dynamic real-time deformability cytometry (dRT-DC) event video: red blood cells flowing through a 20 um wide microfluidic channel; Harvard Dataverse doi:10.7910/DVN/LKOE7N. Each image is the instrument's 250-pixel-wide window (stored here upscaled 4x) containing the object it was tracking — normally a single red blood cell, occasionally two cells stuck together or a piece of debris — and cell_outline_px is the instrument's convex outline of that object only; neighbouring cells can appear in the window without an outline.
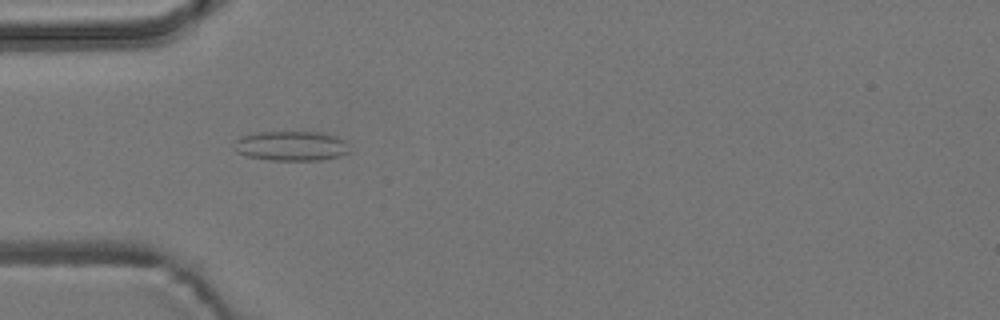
{"species": "common noctule bat (a hibernating species)", "species_latin": "Nyctalus noctula", "temperature_condition": "room temperature", "stored_images_in_passage": 8, "camera_frame_rate_fps": 3000, "um_per_image_px": 0.085, "animal": {"sex": "male", "body_mass_g": 19.2, "forearm_length_mm": 51.8}, "frame": {"image": 1, "passage_image": 5, "time_ms": 1.333, "image_size_px": [1000, 320], "cell_outline_px": [[348, 152], [340, 156], [320, 160], [268, 160], [248, 156], [236, 152], [232, 148], [232, 144], [240, 136], [256, 132], [320, 132], [336, 136], [344, 140]], "centroid_in_image_um": [24.68, 12.4], "position_along_channel_um": 60.3, "area_um2": 20.06}}
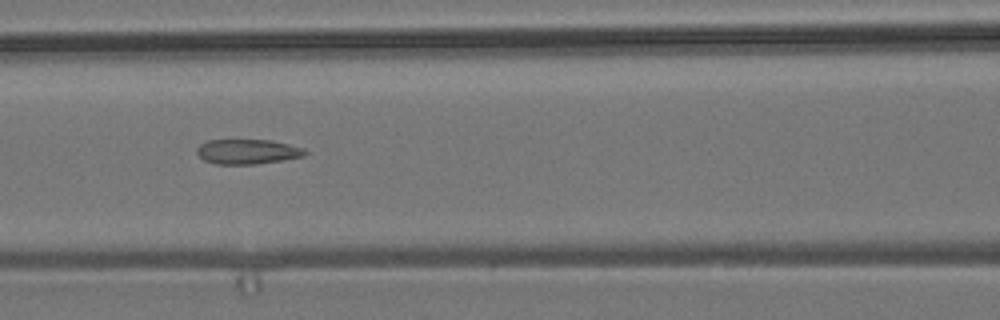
{"frame": {"image": 2, "passage_image": 7, "time_ms": 2.0, "image_size_px": [1000, 320], "cell_outline_px": [[308, 152], [304, 156], [256, 164], [216, 164], [204, 160], [196, 152], [196, 148], [200, 144], [208, 140], [272, 140], [304, 148]], "centroid_in_image_um": [21.03, 12.88], "position_along_channel_um": 145.6, "area_um2": 15.61}}
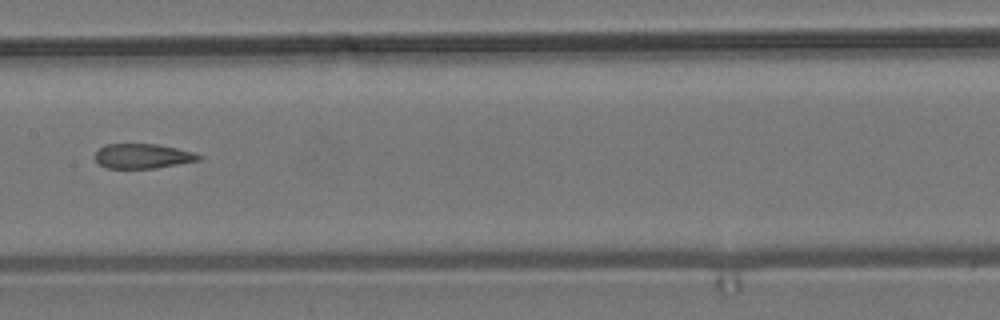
{"frame": {"image": 3, "passage_image": 8, "time_ms": 2.333, "image_size_px": [1000, 320], "cell_outline_px": [[204, 156], [200, 160], [156, 168], [108, 168], [100, 164], [96, 160], [96, 152], [104, 144], [156, 144], [196, 152]], "centroid_in_image_um": [12.18, 13.26], "position_along_channel_um": 195.2, "area_um2": 14.91}}